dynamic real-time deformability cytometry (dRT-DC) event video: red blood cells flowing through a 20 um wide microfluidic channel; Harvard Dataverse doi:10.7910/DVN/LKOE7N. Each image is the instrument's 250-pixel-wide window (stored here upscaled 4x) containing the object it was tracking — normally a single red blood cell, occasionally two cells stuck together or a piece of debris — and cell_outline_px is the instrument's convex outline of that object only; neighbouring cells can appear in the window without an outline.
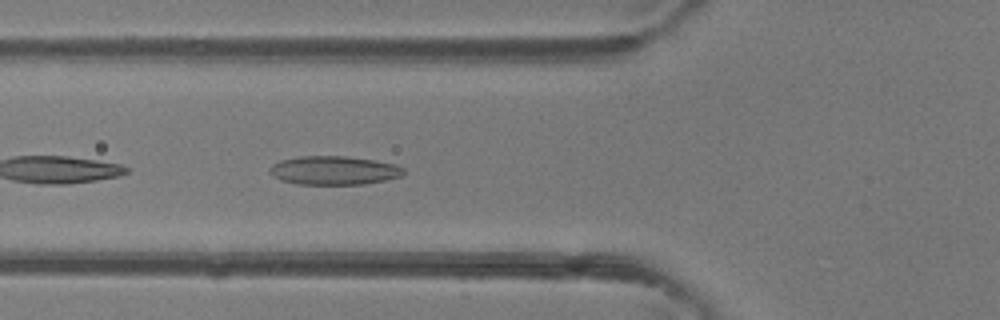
{"species": "common noctule bat (a hibernating species)", "species_latin": "Nyctalus noctula", "temperature_condition": "room temperature", "stored_images_in_passage": 40, "camera_frame_rate_fps": 3000, "um_per_image_px": 0.085, "animal": {"sex": "female"}, "frame": {"image": 1, "passage_image": 17, "time_ms": 5.333, "image_size_px": [1000, 320], "cell_outline_px": [[404, 172], [400, 176], [384, 180], [364, 184], [296, 184], [280, 180], [272, 176], [268, 172], [272, 164], [280, 160], [300, 156], [348, 156], [396, 164], [404, 168]], "centroid_in_image_um": [28.34, 14.48], "position_along_channel_um": 97.5, "area_um2": 22.43}}
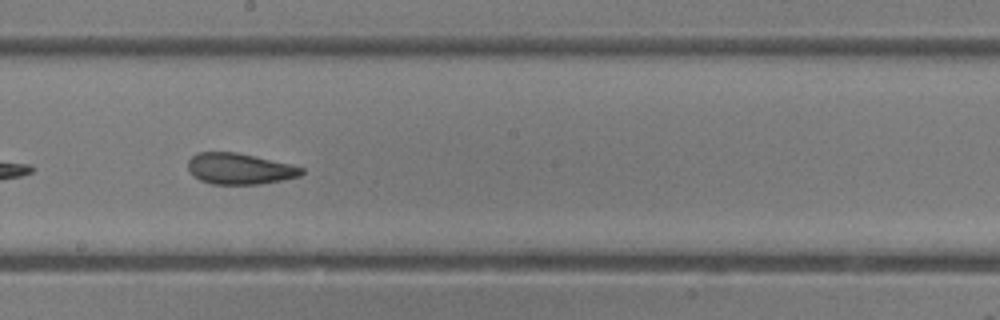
{"frame": {"image": 2, "passage_image": 26, "time_ms": 8.333, "image_size_px": [1000, 320], "cell_outline_px": [[304, 172], [300, 176], [260, 184], [212, 184], [200, 180], [192, 176], [188, 168], [188, 160], [196, 152], [236, 152], [288, 164], [304, 168]], "centroid_in_image_um": [20.31, 14.35], "position_along_channel_um": 227.9, "area_um2": 20.4}}
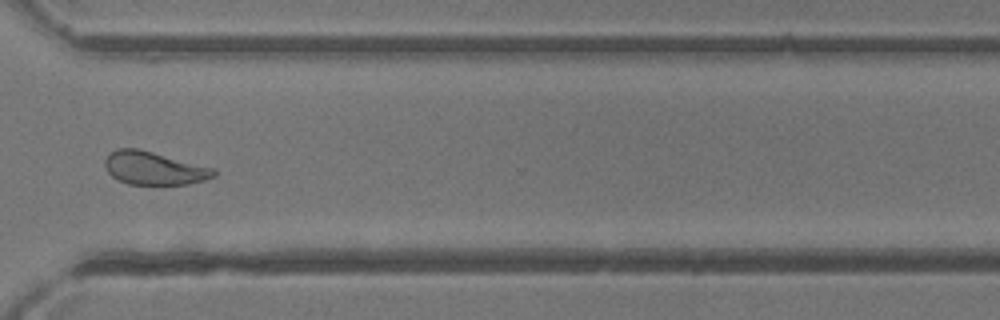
{"frame": {"image": 3, "passage_image": 35, "time_ms": 11.333, "image_size_px": [1000, 320], "cell_outline_px": [[216, 176], [204, 180], [188, 184], [128, 184], [116, 180], [108, 172], [104, 164], [104, 160], [116, 148], [140, 148], [216, 168]], "centroid_in_image_um": [13.11, 14.29], "position_along_channel_um": 357.5, "area_um2": 21.27}, "authors_computed_cell_mechanics": {"area_um2": 21.9062, "velocity_mm_per_s": 4.334, "shape_relaxation_time_tau1_ms": 4.6448, "shape_relaxation_time_tau2_ms": 1.8857, "deformation_change_tau1": 0.1375, "deformation_change_tau2": 0.0905}}